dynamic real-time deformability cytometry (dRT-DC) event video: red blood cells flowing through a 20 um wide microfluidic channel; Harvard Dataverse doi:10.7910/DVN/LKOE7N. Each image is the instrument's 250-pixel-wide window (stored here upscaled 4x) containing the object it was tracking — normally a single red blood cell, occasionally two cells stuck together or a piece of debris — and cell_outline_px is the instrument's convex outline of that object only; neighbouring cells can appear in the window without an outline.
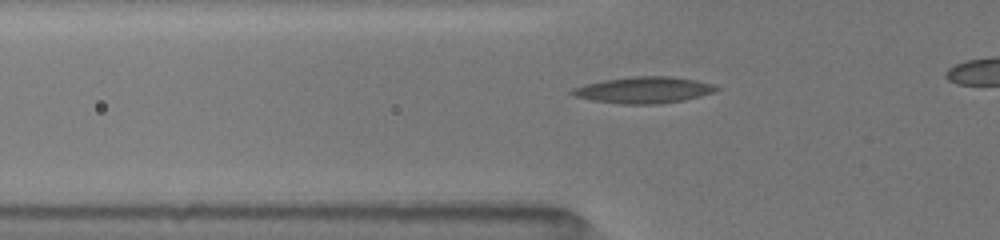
{"species": "common noctule bat (a hibernating species)", "species_latin": "Nyctalus noctula", "temperature_condition": "room temperature", "stored_images_in_passage": 26, "camera_frame_rate_fps": 3000, "um_per_image_px": 0.085, "animal": {"sex": "female", "body_mass_g": 19.5, "forearm_length_mm": 54.1}, "frame": {"image": 1, "passage_image": 11, "time_ms": 4.0, "image_size_px": [1000, 240], "cell_outline_px": [[720, 88], [712, 92], [700, 96], [684, 100], [660, 104], [620, 104], [592, 100], [572, 96], [568, 92], [572, 88], [584, 84], [604, 80], [632, 76], [672, 76], [696, 80], [712, 84]], "centroid_in_image_um": [54.67, 7.65], "position_along_channel_um": 71.1, "area_um2": 22.31}}
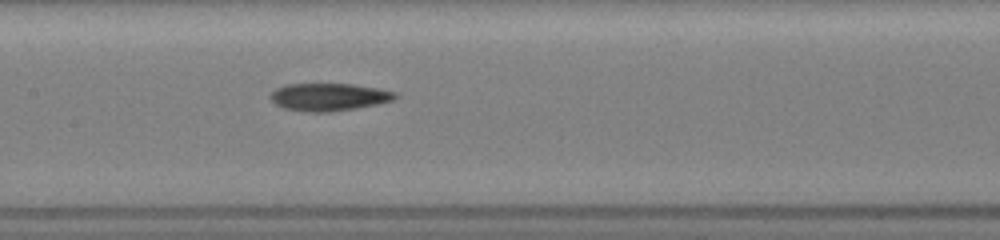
{"frame": {"image": 2, "passage_image": 17, "time_ms": 6.667, "image_size_px": [1000, 240], "cell_outline_px": [[400, 96], [392, 100], [380, 104], [356, 108], [328, 112], [304, 112], [284, 108], [276, 104], [268, 96], [276, 88], [284, 84], [352, 84], [380, 88], [396, 92]], "centroid_in_image_um": [27.98, 8.24], "position_along_channel_um": 179.4, "area_um2": 20.29}}
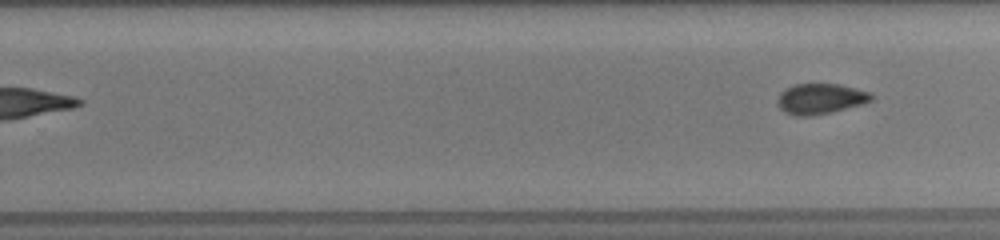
{"frame": {"image": 3, "passage_image": 26, "time_ms": 10.333, "image_size_px": [1000, 240], "cell_outline_px": [[872, 100], [864, 104], [832, 112], [808, 116], [800, 116], [784, 112], [780, 108], [776, 100], [780, 92], [784, 88], [796, 84], [840, 84], [872, 92]], "centroid_in_image_um": [69.74, 8.39], "position_along_channel_um": 260.1, "area_um2": 16.82}}